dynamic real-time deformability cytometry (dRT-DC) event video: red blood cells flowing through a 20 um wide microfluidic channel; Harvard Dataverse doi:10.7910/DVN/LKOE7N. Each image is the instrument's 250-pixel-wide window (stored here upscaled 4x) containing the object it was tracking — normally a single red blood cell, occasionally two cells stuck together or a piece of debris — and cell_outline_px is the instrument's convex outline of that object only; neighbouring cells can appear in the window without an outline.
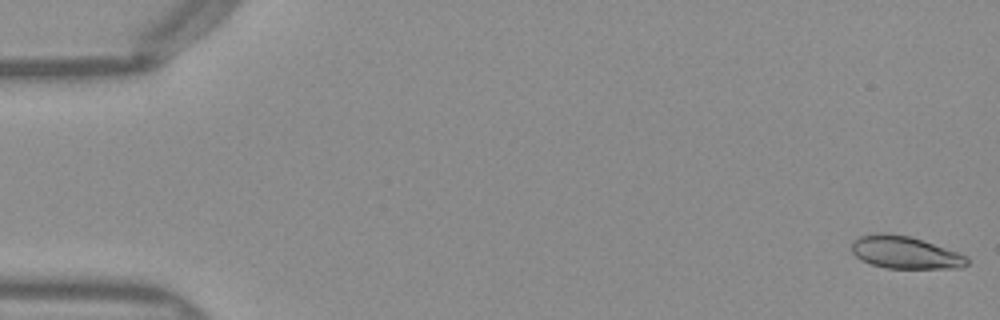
{"species": "Egyptian fruit bat (a non-hibernating species)", "species_latin": "Rousettus aegyptiacus", "temperature_condition": "warm", "stored_images_in_passage": 52, "camera_frame_rate_fps": 3000, "um_per_image_px": 0.085, "frame": {"image": 1, "passage_image": 1, "time_ms": 0.0, "image_size_px": [1000, 320], "cell_outline_px": [[968, 264], [960, 268], [884, 268], [860, 260], [852, 252], [852, 240], [860, 236], [880, 232], [884, 232], [908, 236], [968, 256]], "centroid_in_image_um": [76.89, 21.46], "position_along_channel_um": 8.1, "area_um2": 21.62}}
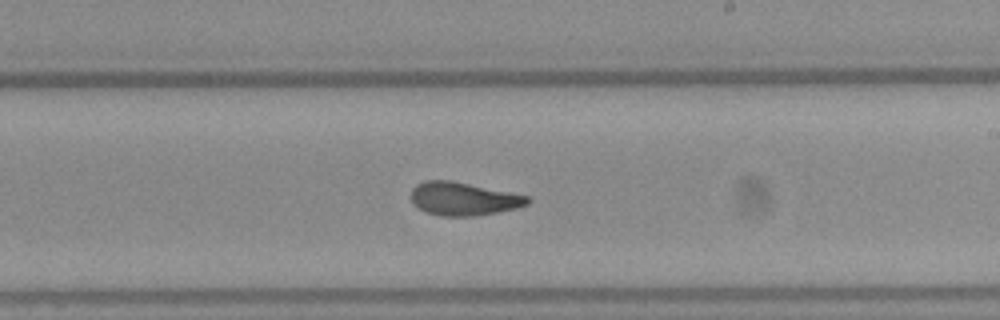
{"frame": {"image": 2, "passage_image": 30, "time_ms": 9.667, "image_size_px": [1000, 320], "cell_outline_px": [[532, 200], [528, 204], [516, 208], [496, 212], [472, 216], [440, 216], [428, 212], [412, 204], [412, 188], [416, 184], [424, 180], [448, 180], [528, 196]], "centroid_in_image_um": [39.37, 16.9], "position_along_channel_um": 249.6, "area_um2": 22.2}}
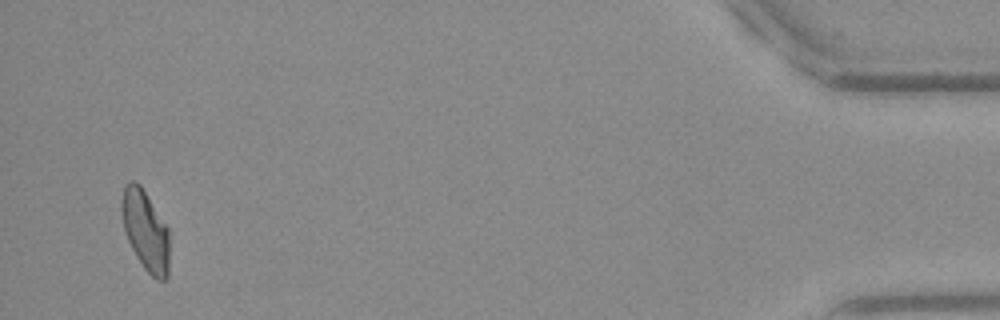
{"frame": {"image": 3, "passage_image": 49, "time_ms": 16.0, "image_size_px": [1000, 320], "cell_outline_px": [[168, 276], [164, 280], [156, 280], [144, 268], [136, 256], [128, 240], [124, 228], [120, 208], [120, 204], [124, 184], [132, 180], [136, 180], [140, 184], [168, 228]], "centroid_in_image_um": [12.34, 19.56], "position_along_channel_um": 422.9, "area_um2": 22.25}, "authors_computed_cell_mechanics": {"area_um2": 22.5998, "velocity_mm_per_s": 4.0074, "shape_relaxation_time_tau1_ms": 8.5315, "shape_relaxation_time_tau2_ms": 2.0273, "deformation_change_tau1": 0.2328, "deformation_change_tau2": 0.0842}}